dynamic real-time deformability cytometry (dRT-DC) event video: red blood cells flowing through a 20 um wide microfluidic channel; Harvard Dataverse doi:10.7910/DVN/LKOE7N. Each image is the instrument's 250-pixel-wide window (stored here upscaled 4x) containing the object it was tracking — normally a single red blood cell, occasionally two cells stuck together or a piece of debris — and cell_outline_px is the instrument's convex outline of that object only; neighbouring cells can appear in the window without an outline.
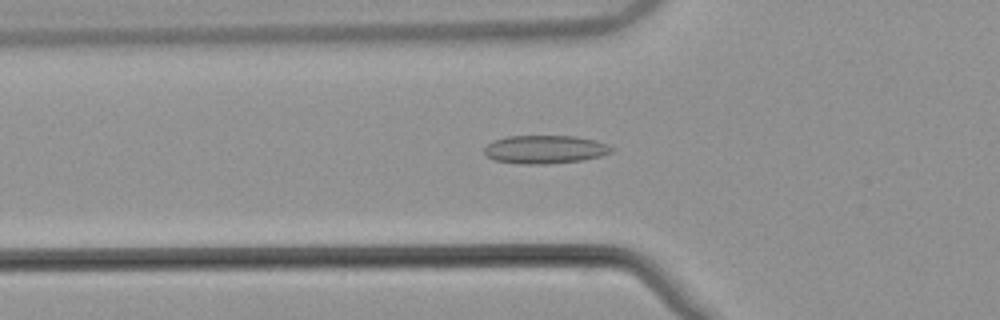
{"species": "common noctule bat (a hibernating species)", "species_latin": "Nyctalus noctula", "temperature_condition": "warm", "stored_images_in_passage": 54, "camera_frame_rate_fps": 3000, "um_per_image_px": 0.085, "animal": {"sex": "male", "body_mass_g": 21.5, "forearm_length_mm": 52.0}, "frame": {"image": 1, "passage_image": 19, "time_ms": 6.0, "image_size_px": [1000, 320], "cell_outline_px": [[612, 152], [600, 156], [584, 160], [548, 164], [520, 164], [492, 160], [484, 152], [484, 148], [492, 140], [508, 136], [572, 136], [596, 140], [608, 144], [612, 148]], "centroid_in_image_um": [46.31, 12.7], "position_along_channel_um": 79.5, "area_um2": 21.1}}
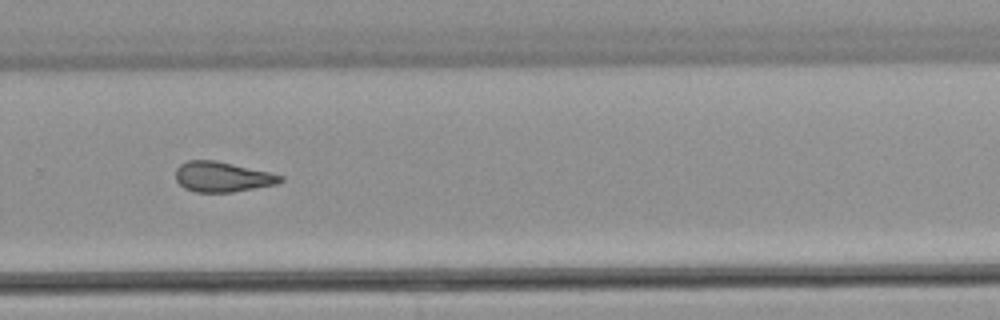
{"frame": {"image": 2, "passage_image": 37, "time_ms": 12.0, "image_size_px": [1000, 320], "cell_outline_px": [[284, 180], [276, 184], [232, 192], [196, 192], [184, 188], [176, 180], [176, 168], [180, 164], [188, 160], [212, 160], [232, 164], [268, 172], [284, 176]], "centroid_in_image_um": [18.87, 15.03], "position_along_channel_um": 310.9, "area_um2": 18.21}}
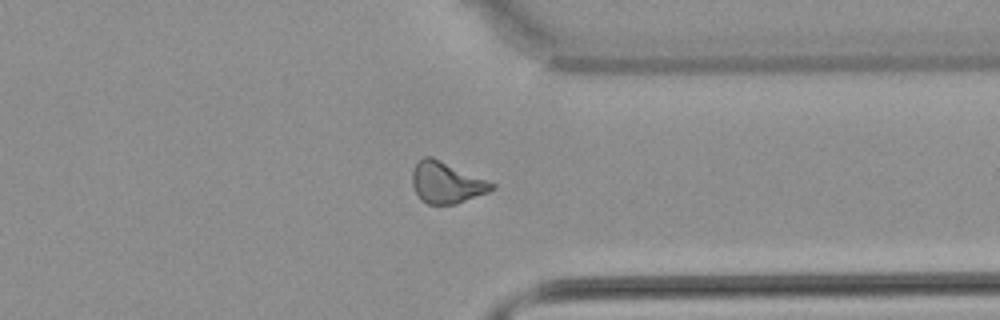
{"frame": {"image": 3, "passage_image": 42, "time_ms": 13.667, "image_size_px": [1000, 320], "cell_outline_px": [[496, 188], [488, 192], [456, 204], [428, 204], [420, 200], [412, 184], [412, 172], [416, 164], [424, 156], [432, 156], [496, 184]], "centroid_in_image_um": [37.95, 15.52], "position_along_channel_um": 373.5, "area_um2": 19.07}, "authors_computed_cell_mechanics": {"area_um2": 19.4208, "velocity_mm_per_s": 3.8585, "shape_relaxation_time_tau1_ms": null, "shape_relaxation_time_tau2_ms": 4.6569, "deformation_change_tau1": null, "deformation_change_tau2": 0.132}}